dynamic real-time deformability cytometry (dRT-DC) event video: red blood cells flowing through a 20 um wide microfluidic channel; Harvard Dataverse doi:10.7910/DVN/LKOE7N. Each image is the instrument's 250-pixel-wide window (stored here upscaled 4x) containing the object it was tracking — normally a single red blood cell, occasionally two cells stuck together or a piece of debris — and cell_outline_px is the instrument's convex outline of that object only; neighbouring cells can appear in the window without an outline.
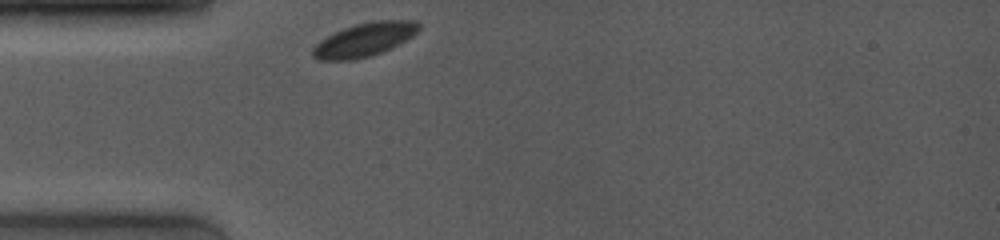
{"species": "common noctule bat (a hibernating species)", "species_latin": "Nyctalus noctula", "temperature_condition": "room temperature", "stored_images_in_passage": 11, "camera_frame_rate_fps": 4000, "um_per_image_px": 0.085, "animal": {"sex": "female", "body_mass_g": 19.0, "forearm_length_mm": 53.3}, "frame": {"image": 1, "passage_image": 1, "time_ms": 0.0, "image_size_px": [1000, 240], "cell_outline_px": [[420, 28], [412, 36], [380, 52], [368, 56], [352, 60], [320, 60], [312, 56], [312, 48], [320, 40], [344, 28], [356, 24], [376, 20], [416, 20], [420, 24]], "centroid_in_image_um": [30.96, 3.36], "position_along_channel_um": 54.0, "area_um2": 20.35}}
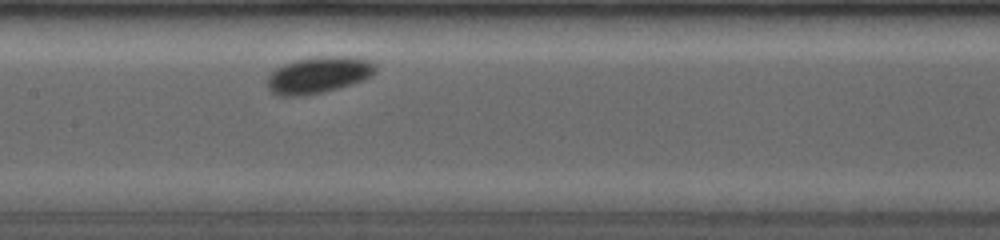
{"frame": {"image": 2, "passage_image": 7, "time_ms": 3.5, "image_size_px": [1000, 240], "cell_outline_px": [[376, 72], [372, 76], [364, 80], [352, 84], [324, 92], [304, 96], [276, 96], [268, 88], [268, 76], [276, 68], [284, 64], [296, 60], [320, 56], [352, 56], [368, 60], [376, 64]], "centroid_in_image_um": [27.1, 6.38], "position_along_channel_um": 180.3, "area_um2": 23.24}}